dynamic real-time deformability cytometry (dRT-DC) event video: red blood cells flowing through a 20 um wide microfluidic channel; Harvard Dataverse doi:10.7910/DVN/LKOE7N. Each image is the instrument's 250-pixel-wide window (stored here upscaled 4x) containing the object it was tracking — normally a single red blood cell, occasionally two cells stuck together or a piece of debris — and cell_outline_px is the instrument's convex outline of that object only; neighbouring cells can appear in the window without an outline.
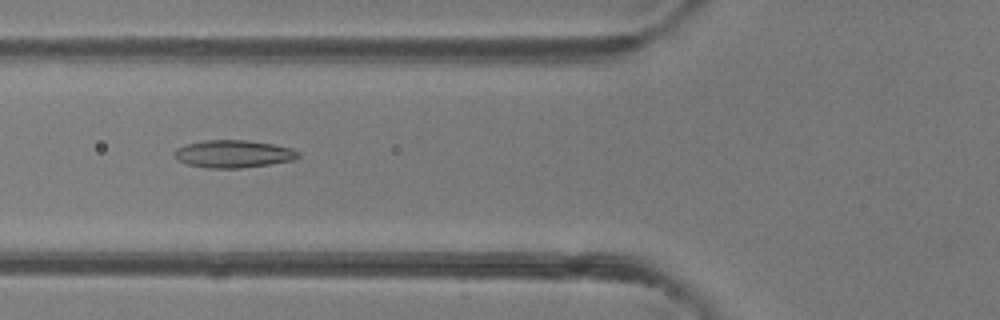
{"species": "common noctule bat (a hibernating species)", "species_latin": "Nyctalus noctula", "temperature_condition": "room temperature", "stored_images_in_passage": 47, "camera_frame_rate_fps": 3000, "um_per_image_px": 0.085, "animal": {"sex": "female"}, "frame": {"image": 1, "passage_image": 18, "time_ms": 5.667, "image_size_px": [1000, 320], "cell_outline_px": [[300, 156], [296, 160], [240, 168], [208, 168], [188, 164], [176, 160], [172, 152], [176, 148], [188, 144], [204, 140], [248, 140], [272, 144], [292, 148], [300, 152]], "centroid_in_image_um": [19.84, 13.08], "position_along_channel_um": 106.0, "area_um2": 20.0}}
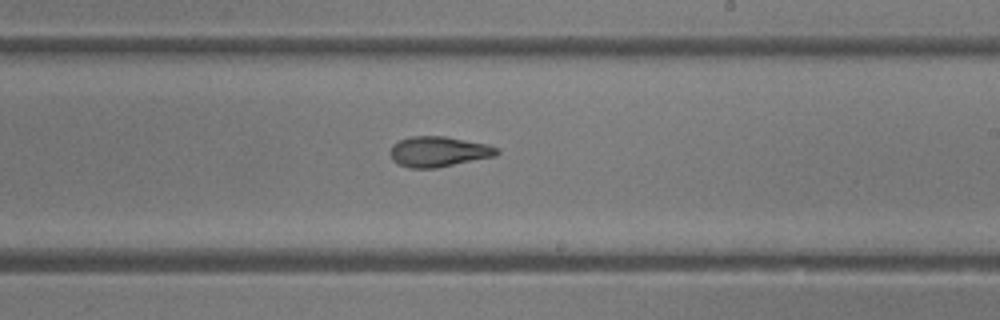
{"frame": {"image": 2, "passage_image": 28, "time_ms": 9.0, "image_size_px": [1000, 320], "cell_outline_px": [[500, 152], [496, 156], [436, 168], [408, 168], [392, 160], [392, 144], [400, 140], [412, 136], [444, 136], [488, 144], [500, 148]], "centroid_in_image_um": [37.33, 12.89], "position_along_channel_um": 251.7, "area_um2": 18.84}}
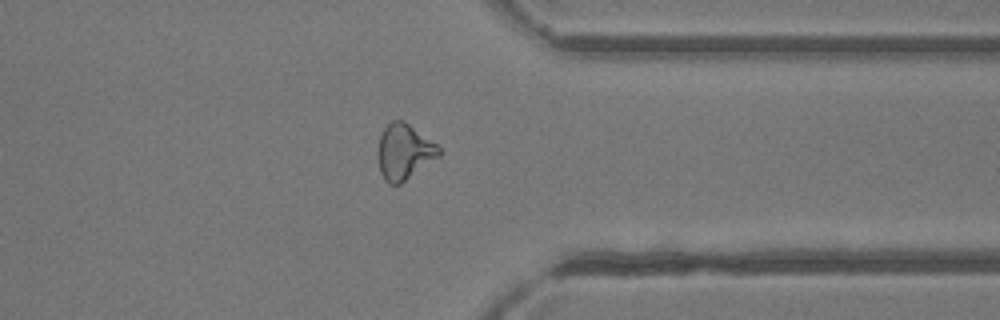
{"frame": {"image": 3, "passage_image": 37, "time_ms": 12.0, "image_size_px": [1000, 320], "cell_outline_px": [[440, 156], [400, 184], [388, 184], [384, 180], [380, 172], [376, 156], [376, 152], [380, 136], [384, 128], [392, 120], [404, 120], [436, 144], [440, 148]], "centroid_in_image_um": [34.31, 12.91], "position_along_channel_um": 377.1, "area_um2": 19.88}, "authors_computed_cell_mechanics": {"area_um2": 19.8832, "velocity_mm_per_s": 4.3733, "shape_relaxation_time_tau1_ms": null, "shape_relaxation_time_tau2_ms": 3.0489, "deformation_change_tau1": null, "deformation_change_tau2": 0.116}}